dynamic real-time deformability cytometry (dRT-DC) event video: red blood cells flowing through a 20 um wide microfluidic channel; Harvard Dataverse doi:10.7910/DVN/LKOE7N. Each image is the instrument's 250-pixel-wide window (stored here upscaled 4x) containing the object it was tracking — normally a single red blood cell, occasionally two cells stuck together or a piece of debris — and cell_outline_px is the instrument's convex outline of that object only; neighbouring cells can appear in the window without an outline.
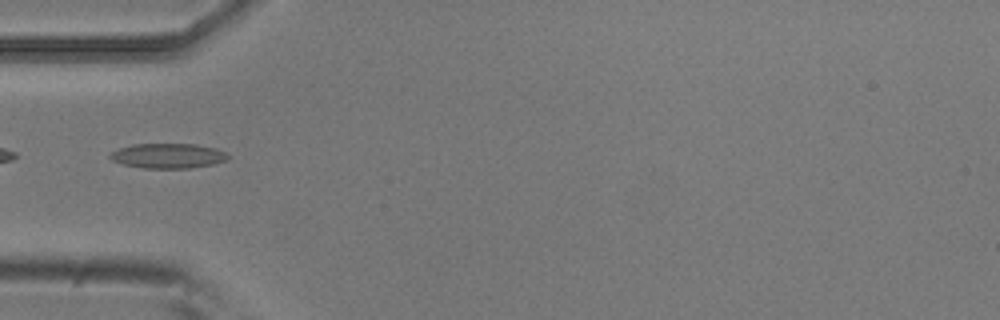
{"species": "common noctule bat (a hibernating species)", "species_latin": "Nyctalus noctula", "temperature_condition": "room temperature", "stored_images_in_passage": 6, "camera_frame_rate_fps": 3000, "um_per_image_px": 0.085, "animal": {"sex": "male", "body_mass_g": 20.5, "forearm_length_mm": 52.5}, "frame": {"image": 1, "passage_image": 5, "time_ms": 1.333, "image_size_px": [1000, 320], "cell_outline_px": [[228, 160], [212, 164], [192, 168], [144, 168], [124, 164], [112, 160], [108, 156], [112, 152], [120, 148], [132, 144], [196, 144], [216, 148], [224, 152], [228, 156]], "centroid_in_image_um": [14.29, 13.24], "position_along_channel_um": 70.7, "area_um2": 16.99}}
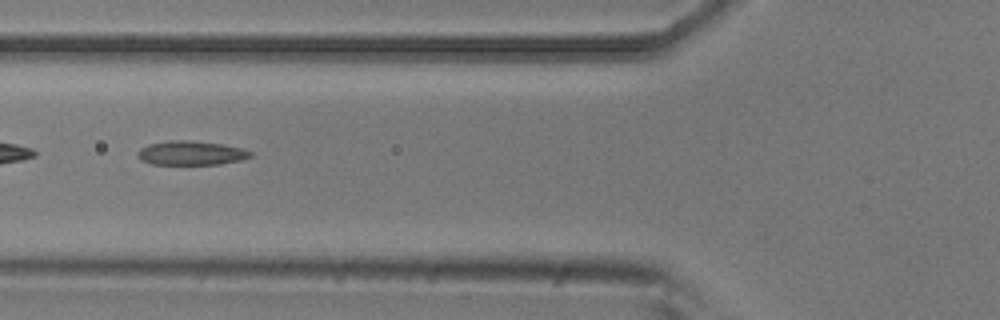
{"frame": {"image": 2, "passage_image": 6, "time_ms": 1.667, "image_size_px": [1000, 320], "cell_outline_px": [[252, 156], [244, 160], [220, 164], [152, 164], [140, 160], [136, 156], [136, 152], [140, 148], [148, 144], [168, 140], [188, 140], [224, 144], [244, 148], [252, 152]], "centroid_in_image_um": [16.25, 13.0], "position_along_channel_um": 109.6, "area_um2": 16.18}}